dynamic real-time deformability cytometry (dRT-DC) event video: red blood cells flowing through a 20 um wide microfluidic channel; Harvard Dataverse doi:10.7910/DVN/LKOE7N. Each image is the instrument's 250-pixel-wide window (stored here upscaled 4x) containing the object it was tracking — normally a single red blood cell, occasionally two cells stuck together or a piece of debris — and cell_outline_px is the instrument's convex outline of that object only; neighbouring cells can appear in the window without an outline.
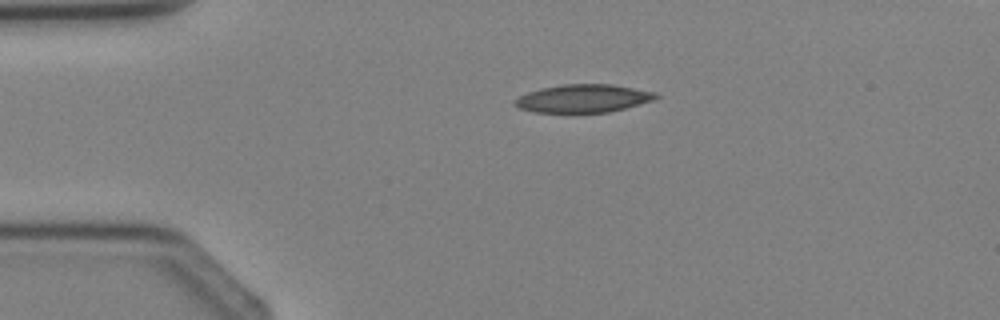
{"species": "Egyptian fruit bat (a non-hibernating species)", "species_latin": "Rousettus aegyptiacus", "temperature_condition": "cold", "stored_images_in_passage": 2, "camera_frame_rate_fps": 3000, "um_per_image_px": 0.085, "animal": {"sex": "female"}, "frame": {"image": 1, "passage_image": 1, "time_ms": 0.0, "image_size_px": [1000, 320], "cell_outline_px": [[660, 96], [652, 100], [624, 108], [608, 112], [532, 112], [520, 108], [512, 104], [512, 100], [528, 92], [540, 88], [564, 84], [612, 84], [656, 92]], "centroid_in_image_um": [49.53, 8.36], "position_along_channel_um": 35.5, "area_um2": 22.95}}
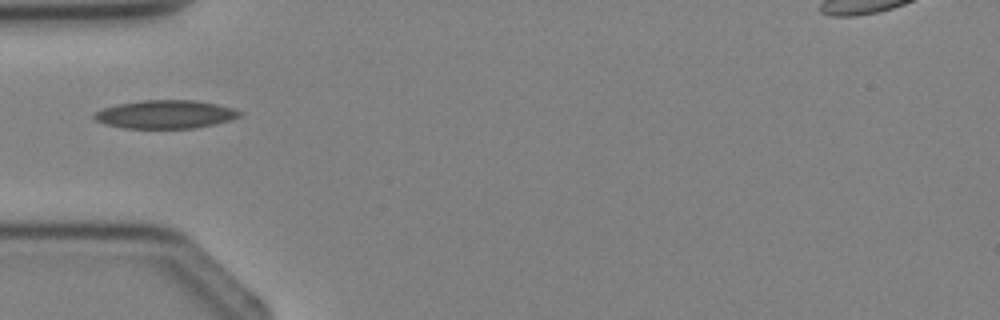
{"frame": {"image": 2, "passage_image": 2, "time_ms": 1.333, "image_size_px": [1000, 320], "cell_outline_px": [[244, 112], [240, 116], [232, 120], [196, 128], [124, 128], [104, 124], [96, 120], [92, 116], [96, 112], [104, 108], [116, 104], [140, 100], [196, 100], [216, 104], [232, 108]], "centroid_in_image_um": [14.07, 9.72], "position_along_channel_um": 70.9, "area_um2": 24.1}}